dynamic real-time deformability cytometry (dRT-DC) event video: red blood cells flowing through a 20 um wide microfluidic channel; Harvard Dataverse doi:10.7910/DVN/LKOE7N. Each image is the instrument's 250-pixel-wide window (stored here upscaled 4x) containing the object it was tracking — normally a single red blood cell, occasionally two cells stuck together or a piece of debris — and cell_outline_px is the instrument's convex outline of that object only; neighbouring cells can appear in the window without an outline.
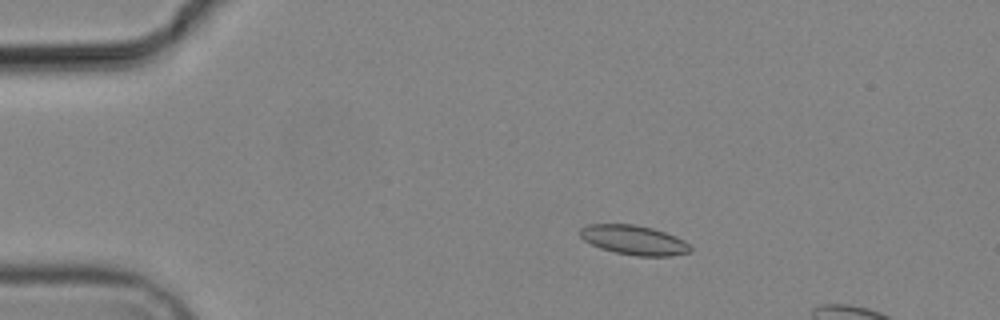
{"species": "common noctule bat (a hibernating species)", "species_latin": "Nyctalus noctula", "temperature_condition": "cold", "stored_images_in_passage": 8, "segment_of_instrument_passage": [1, 2], "camera_frame_rate_fps": 3000, "um_per_image_px": 0.085, "animal": {"sex": "male", "body_mass_g": 19.2, "forearm_length_mm": 51.8}, "frame": {"image": 1, "passage_image": 4, "time_ms": 3.667, "image_size_px": [1000, 320], "cell_outline_px": [[692, 252], [668, 256], [636, 256], [616, 252], [600, 248], [584, 240], [580, 236], [580, 228], [588, 224], [636, 224], [652, 228], [676, 236], [684, 240], [692, 248]], "centroid_in_image_um": [53.9, 20.4], "position_along_channel_um": 31.1, "area_um2": 18.96}}
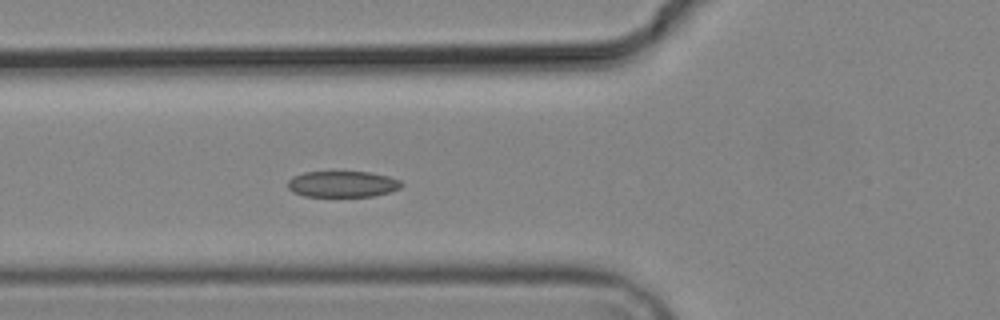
{"frame": {"image": 2, "passage_image": 7, "time_ms": 7.0, "image_size_px": [1000, 320], "cell_outline_px": [[404, 184], [400, 188], [388, 192], [372, 196], [304, 196], [292, 192], [288, 188], [288, 180], [292, 176], [304, 172], [368, 172], [388, 176], [400, 180]], "centroid_in_image_um": [29.09, 15.64], "position_along_channel_um": 96.7, "area_um2": 17.28}}